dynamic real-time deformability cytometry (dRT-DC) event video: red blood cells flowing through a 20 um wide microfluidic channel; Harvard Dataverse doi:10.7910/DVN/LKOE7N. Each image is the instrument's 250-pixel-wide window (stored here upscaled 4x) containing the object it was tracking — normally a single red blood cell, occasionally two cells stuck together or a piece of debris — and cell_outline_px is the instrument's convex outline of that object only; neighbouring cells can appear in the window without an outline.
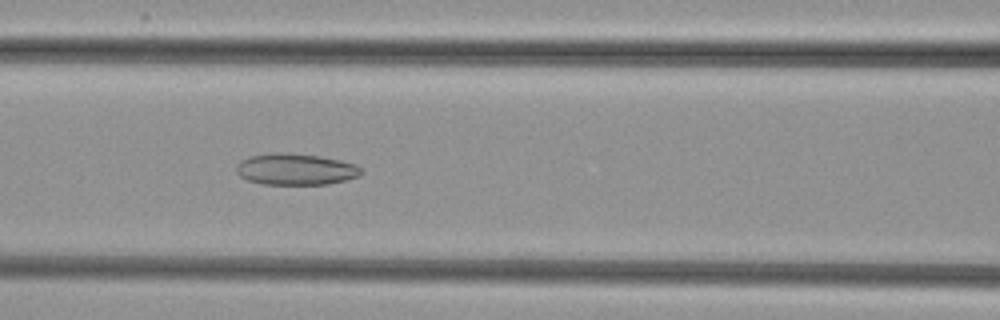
{"species": "common noctule bat (a hibernating species)", "species_latin": "Nyctalus noctula", "temperature_condition": "cold", "stored_images_in_passage": 50, "camera_frame_rate_fps": 3000, "um_per_image_px": 0.085, "animal": {"sex": "female", "body_mass_g": 29.2, "forearm_length_mm": 56.3}, "frame": {"image": 1, "passage_image": 20, "time_ms": 6.333, "image_size_px": [1000, 320], "cell_outline_px": [[364, 172], [360, 176], [328, 184], [264, 184], [248, 180], [240, 176], [236, 172], [236, 168], [240, 160], [252, 156], [284, 152], [320, 156], [340, 160], [356, 164]], "centroid_in_image_um": [25.16, 14.39], "position_along_channel_um": 141.4, "area_um2": 22.72}}
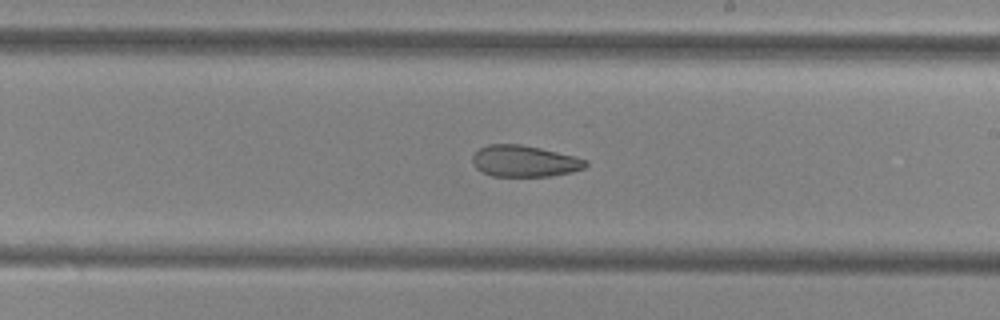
{"frame": {"image": 2, "passage_image": 28, "time_ms": 9.0, "image_size_px": [1000, 320], "cell_outline_px": [[588, 164], [584, 168], [572, 172], [552, 176], [492, 176], [476, 168], [472, 164], [472, 156], [480, 148], [488, 144], [520, 144], [540, 148], [576, 156], [588, 160]], "centroid_in_image_um": [44.6, 13.69], "position_along_channel_um": 244.4, "area_um2": 20.81}}
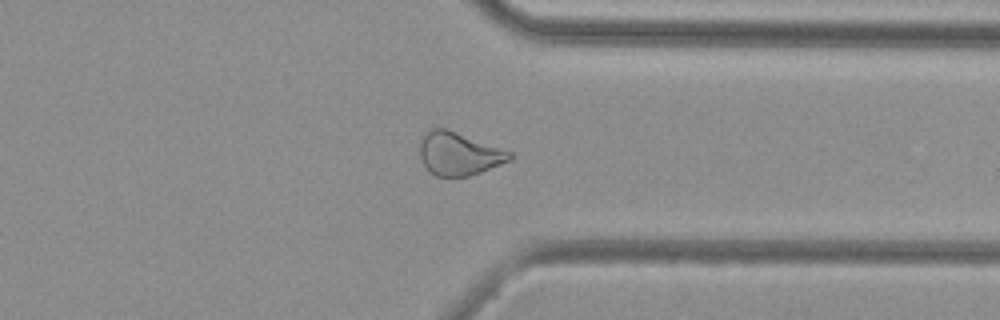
{"frame": {"image": 3, "passage_image": 38, "time_ms": 12.333, "image_size_px": [1000, 320], "cell_outline_px": [[512, 160], [480, 172], [468, 176], [436, 176], [424, 164], [420, 156], [420, 140], [424, 132], [432, 128], [444, 128], [512, 152]], "centroid_in_image_um": [38.99, 13.06], "position_along_channel_um": 372.4, "area_um2": 22.2}}